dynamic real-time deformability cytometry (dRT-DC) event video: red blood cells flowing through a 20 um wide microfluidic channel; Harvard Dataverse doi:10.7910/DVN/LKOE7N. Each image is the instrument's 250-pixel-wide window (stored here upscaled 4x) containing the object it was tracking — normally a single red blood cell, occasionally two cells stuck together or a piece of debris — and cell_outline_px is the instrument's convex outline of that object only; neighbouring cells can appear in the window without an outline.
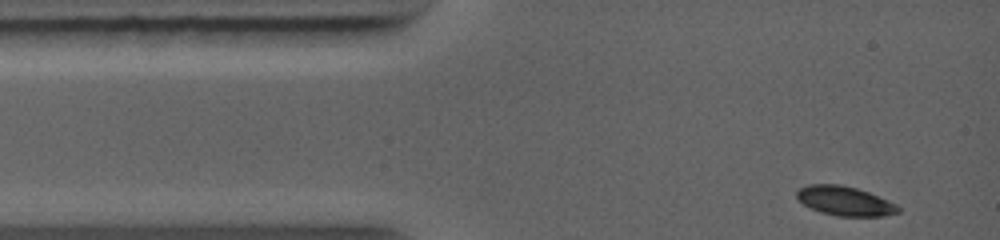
{"species": "common noctule bat (a hibernating species)", "species_latin": "Nyctalus noctula", "temperature_condition": "warm", "stored_images_in_passage": 30, "camera_frame_rate_fps": 5000, "um_per_image_px": 0.085, "animal": {"sex": "female", "body_mass_g": 19.0, "forearm_length_mm": 56.7}, "frame": {"image": 1, "passage_image": 1, "time_ms": 0.0, "image_size_px": [1000, 240], "cell_outline_px": [[900, 212], [884, 216], [836, 216], [820, 212], [804, 204], [796, 196], [796, 188], [808, 184], [840, 184], [856, 188], [868, 192], [888, 200], [896, 204], [900, 208]], "centroid_in_image_um": [71.8, 17.07], "position_along_channel_um": 13.2, "area_um2": 17.4}}
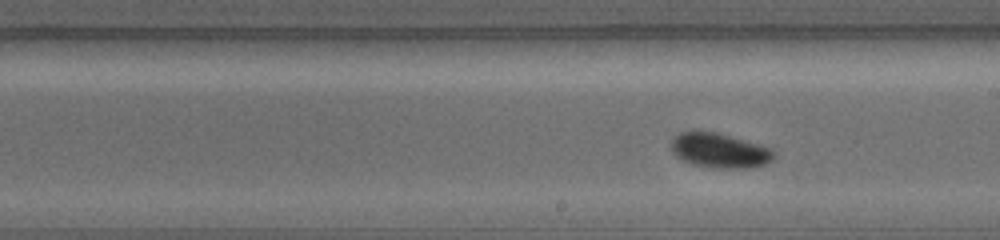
{"frame": {"image": 2, "passage_image": 18, "time_ms": 5.6, "image_size_px": [1000, 240], "cell_outline_px": [[776, 156], [768, 164], [748, 168], [716, 168], [692, 164], [676, 156], [672, 152], [672, 140], [680, 132], [716, 132], [760, 144], [772, 148], [776, 152]], "centroid_in_image_um": [61.24, 12.81], "position_along_channel_um": 227.8, "area_um2": 20.75}}
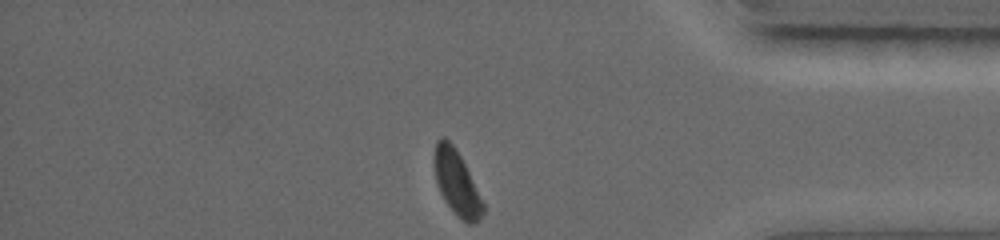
{"frame": {"image": 3, "passage_image": 30, "time_ms": 9.6, "image_size_px": [1000, 240], "cell_outline_px": [[484, 212], [476, 224], [468, 224], [444, 200], [440, 192], [436, 180], [436, 140], [440, 136], [444, 136], [456, 148], [484, 204]], "centroid_in_image_um": [38.84, 15.55], "position_along_channel_um": 396.4, "area_um2": 17.51}}